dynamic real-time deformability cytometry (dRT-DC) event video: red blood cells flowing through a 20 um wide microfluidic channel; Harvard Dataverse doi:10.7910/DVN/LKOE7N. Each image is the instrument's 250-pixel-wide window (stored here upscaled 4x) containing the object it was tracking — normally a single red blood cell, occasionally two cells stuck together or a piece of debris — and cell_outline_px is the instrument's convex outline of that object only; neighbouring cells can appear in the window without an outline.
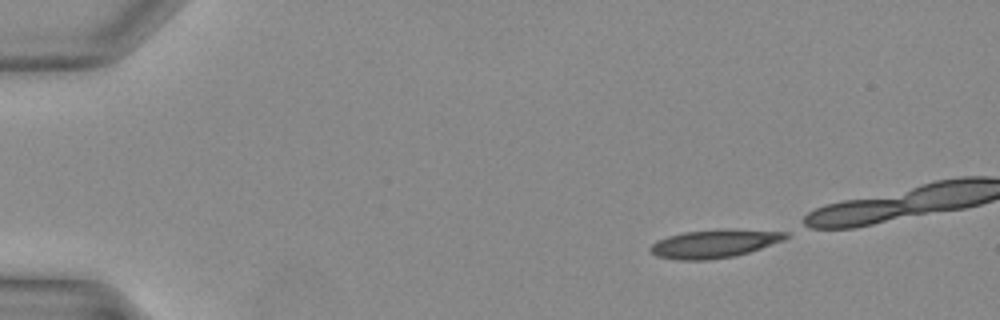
{"species": "Egyptian fruit bat (a non-hibernating species)", "species_latin": "Rousettus aegyptiacus", "temperature_condition": "warm", "stored_images_in_passage": 4, "camera_frame_rate_fps": 3000, "um_per_image_px": 0.085, "animal": {"sex": "female"}, "frame": {"image": 1, "passage_image": 1, "time_ms": 0.0, "image_size_px": [1000, 320], "cell_outline_px": [[792, 236], [784, 240], [736, 256], [708, 260], [676, 260], [656, 256], [648, 248], [652, 244], [668, 236], [684, 232], [724, 228], [732, 228], [788, 232]], "centroid_in_image_um": [60.76, 20.7], "position_along_channel_um": 24.2, "area_um2": 22.54}}